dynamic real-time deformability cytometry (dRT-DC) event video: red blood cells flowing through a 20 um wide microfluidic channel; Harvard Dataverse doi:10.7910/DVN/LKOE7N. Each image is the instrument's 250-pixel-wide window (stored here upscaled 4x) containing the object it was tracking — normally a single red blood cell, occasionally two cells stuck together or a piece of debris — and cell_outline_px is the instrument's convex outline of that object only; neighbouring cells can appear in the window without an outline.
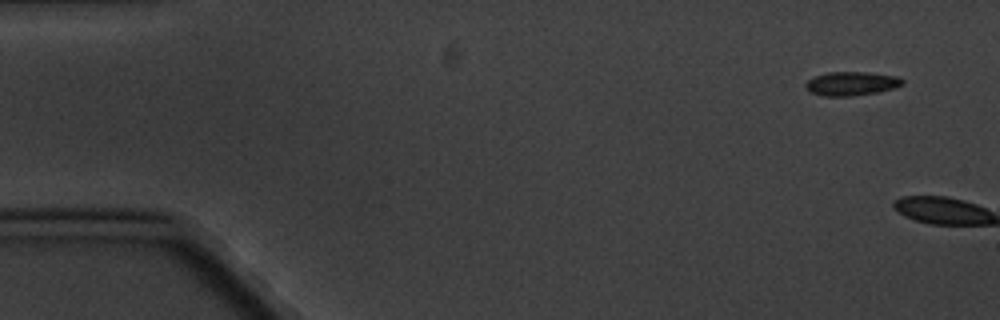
{"species": "common noctule bat (a hibernating species)", "species_latin": "Nyctalus noctula", "temperature_condition": "cold", "stored_images_in_passage": 3, "camera_frame_rate_fps": 3000, "um_per_image_px": 0.085, "animal": {"sex": "male", "body_mass_g": 20.1, "forearm_length_mm": 53.5}, "frame": {"image": 1, "passage_image": 1, "time_ms": 0.0, "image_size_px": [1000, 320], "cell_outline_px": [[904, 84], [892, 88], [876, 92], [852, 96], [824, 96], [808, 92], [804, 84], [808, 80], [816, 76], [828, 72], [864, 72], [896, 76], [904, 80]], "centroid_in_image_um": [72.33, 7.11], "position_along_channel_um": 12.7, "area_um2": 13.35}}